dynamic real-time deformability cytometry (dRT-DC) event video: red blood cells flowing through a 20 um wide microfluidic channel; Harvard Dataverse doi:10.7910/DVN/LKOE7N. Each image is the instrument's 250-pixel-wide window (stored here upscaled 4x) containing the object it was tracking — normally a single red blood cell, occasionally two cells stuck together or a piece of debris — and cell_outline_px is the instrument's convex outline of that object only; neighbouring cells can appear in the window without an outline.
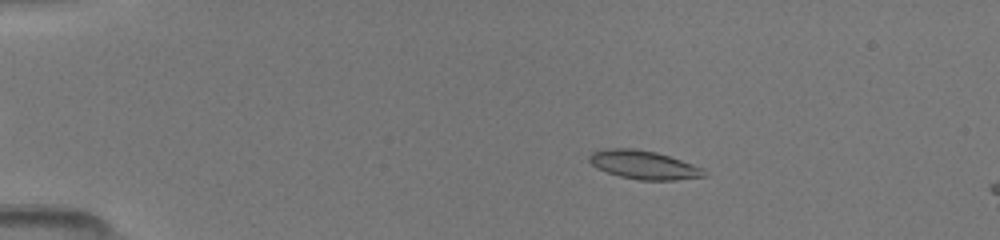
{"species": "common noctule bat (a hibernating species)", "species_latin": "Nyctalus noctula", "temperature_condition": "room temperature", "stored_images_in_passage": 32, "camera_frame_rate_fps": 3000, "um_per_image_px": 0.085, "animal": {"sex": "female", "body_mass_g": 19.5, "forearm_length_mm": 54.1}, "frame": {"image": 1, "passage_image": 17, "time_ms": 3.0, "image_size_px": [1000, 240], "cell_outline_px": [[708, 176], [676, 180], [640, 180], [620, 176], [596, 168], [588, 160], [588, 156], [592, 152], [612, 148], [632, 148], [656, 152], [692, 164], [700, 168]], "centroid_in_image_um": [54.69, 14.02], "position_along_channel_um": 30.3, "area_um2": 18.84}}
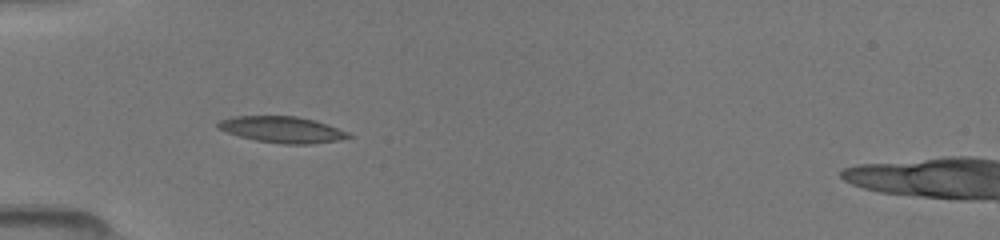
{"frame": {"image": 2, "passage_image": 31, "time_ms": 5.333, "image_size_px": [1000, 240], "cell_outline_px": [[352, 136], [336, 140], [308, 144], [284, 144], [256, 140], [240, 136], [228, 132], [220, 128], [216, 124], [220, 120], [236, 116], [296, 116], [312, 120], [348, 132]], "centroid_in_image_um": [23.95, 11.01], "position_along_channel_um": 61.0, "area_um2": 19.36}}